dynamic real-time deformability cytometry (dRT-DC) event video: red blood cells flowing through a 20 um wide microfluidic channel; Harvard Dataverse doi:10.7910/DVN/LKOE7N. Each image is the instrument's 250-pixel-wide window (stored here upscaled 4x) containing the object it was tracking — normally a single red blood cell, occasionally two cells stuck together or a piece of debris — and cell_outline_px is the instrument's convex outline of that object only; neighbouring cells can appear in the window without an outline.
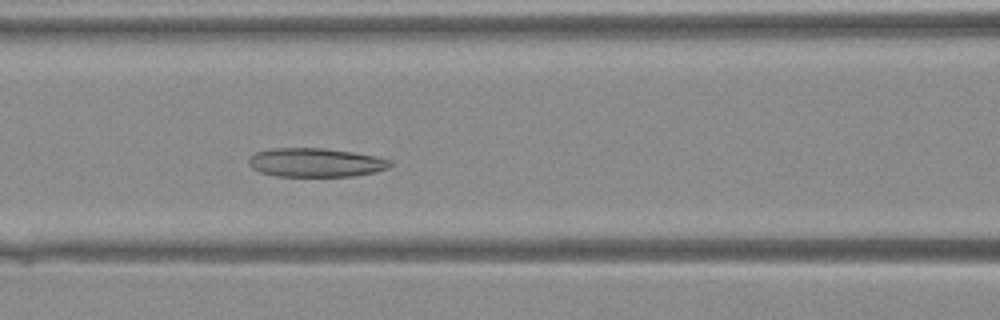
{"species": "Egyptian fruit bat (a non-hibernating species)", "species_latin": "Rousettus aegyptiacus", "temperature_condition": "warm", "stored_images_in_passage": 42, "camera_frame_rate_fps": 3000, "um_per_image_px": 0.085, "animal": {"sex": "female"}, "frame": {"image": 1, "passage_image": 19, "time_ms": 6.0, "image_size_px": [1000, 320], "cell_outline_px": [[392, 164], [388, 168], [376, 172], [356, 176], [276, 176], [260, 172], [252, 168], [248, 164], [248, 160], [256, 152], [272, 148], [324, 148], [352, 152], [376, 156], [392, 160]], "centroid_in_image_um": [26.85, 13.82], "position_along_channel_um": 139.7, "area_um2": 23.87}}
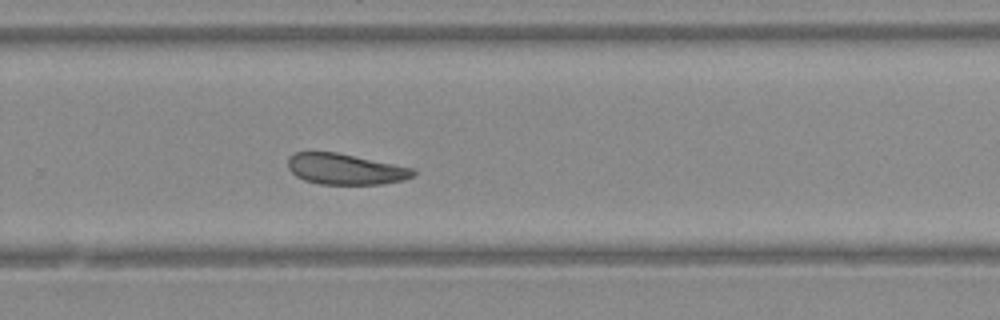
{"frame": {"image": 2, "passage_image": 29, "time_ms": 9.333, "image_size_px": [1000, 320], "cell_outline_px": [[416, 172], [412, 176], [404, 180], [384, 184], [320, 184], [304, 180], [296, 176], [288, 168], [288, 156], [296, 152], [336, 152], [416, 168]], "centroid_in_image_um": [29.37, 14.37], "position_along_channel_um": 300.4, "area_um2": 22.66}}
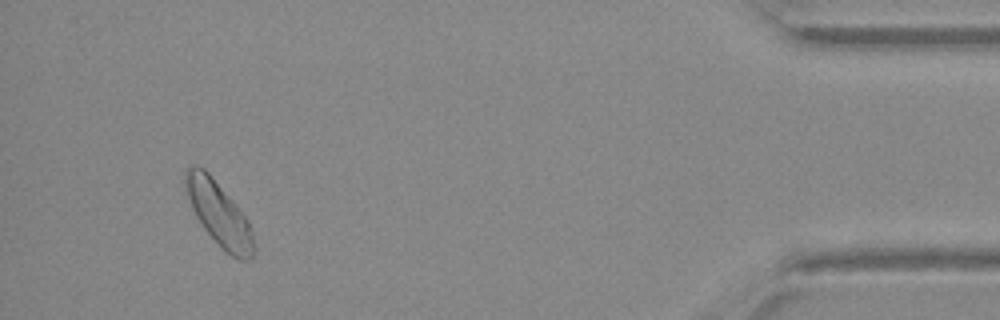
{"frame": {"image": 3, "passage_image": 40, "time_ms": 13.0, "image_size_px": [1000, 320], "cell_outline_px": [[256, 248], [252, 256], [248, 260], [240, 260], [232, 256], [204, 228], [196, 216], [192, 208], [184, 188], [184, 172], [192, 164], [196, 164], [204, 168], [208, 172], [232, 200], [248, 220], [252, 232]], "centroid_in_image_um": [18.6, 18.13], "position_along_channel_um": 416.6, "area_um2": 25.09}}